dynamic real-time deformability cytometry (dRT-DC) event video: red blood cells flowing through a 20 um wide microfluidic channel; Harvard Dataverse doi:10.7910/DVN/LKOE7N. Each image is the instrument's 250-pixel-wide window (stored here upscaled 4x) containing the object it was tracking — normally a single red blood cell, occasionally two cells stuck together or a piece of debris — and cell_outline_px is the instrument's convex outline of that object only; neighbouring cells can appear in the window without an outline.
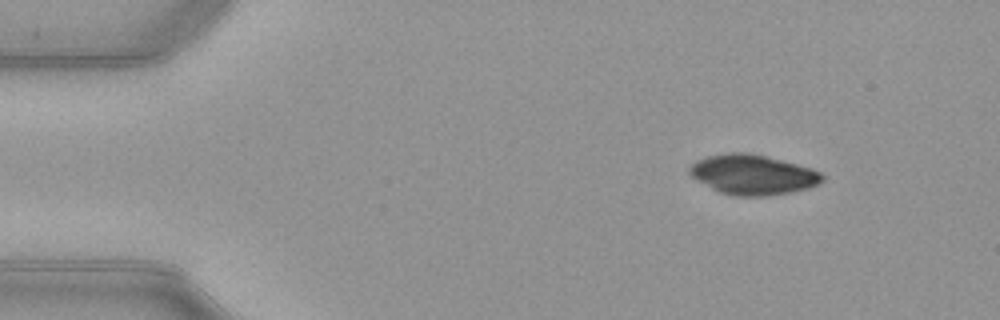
{"species": "common noctule bat (a hibernating species)", "species_latin": "Nyctalus noctula", "temperature_condition": "warm", "stored_images_in_passage": 46, "camera_frame_rate_fps": 3000, "um_per_image_px": 0.085, "animal": {"sex": "female", "body_mass_g": 21.9}, "frame": {"image": 1, "passage_image": 1, "time_ms": 0.0, "image_size_px": [1000, 320], "cell_outline_px": [[824, 180], [820, 184], [808, 188], [788, 192], [764, 196], [736, 196], [720, 192], [696, 180], [688, 172], [688, 168], [696, 160], [704, 156], [728, 152], [748, 152], [812, 168], [820, 172], [824, 176]], "centroid_in_image_um": [63.96, 14.83], "position_along_channel_um": 21.0, "area_um2": 30.87}}
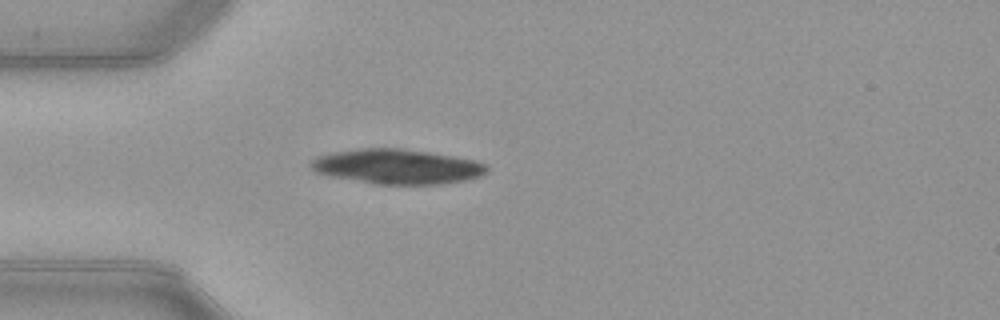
{"frame": {"image": 2, "passage_image": 9, "time_ms": 2.667, "image_size_px": [1000, 320], "cell_outline_px": [[488, 172], [464, 180], [440, 184], [376, 184], [332, 176], [316, 172], [312, 168], [312, 160], [320, 156], [332, 152], [360, 148], [404, 148], [476, 160], [484, 164], [488, 168]], "centroid_in_image_um": [33.77, 14.15], "position_along_channel_um": 51.2, "area_um2": 35.26}}
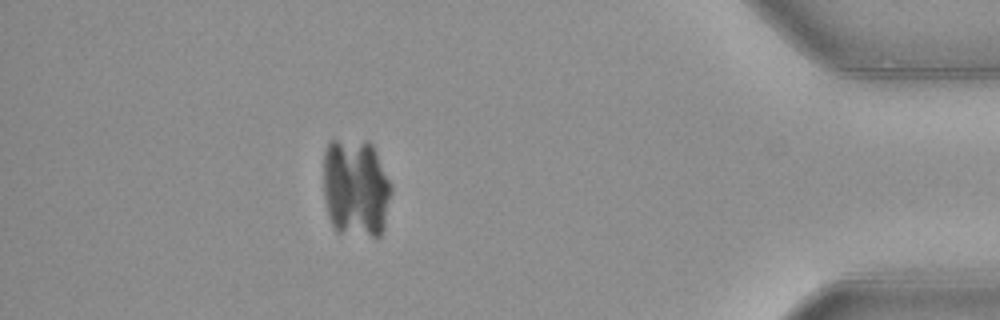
{"frame": {"image": 3, "passage_image": 40, "time_ms": 13.0, "image_size_px": [1000, 320], "cell_outline_px": [[392, 192], [384, 228], [380, 236], [372, 236], [336, 232], [328, 216], [324, 200], [324, 152], [328, 144], [332, 140], [368, 140], [372, 144], [376, 152], [392, 188]], "centroid_in_image_um": [30.24, 15.98], "position_along_channel_um": 405.0, "area_um2": 39.48}}